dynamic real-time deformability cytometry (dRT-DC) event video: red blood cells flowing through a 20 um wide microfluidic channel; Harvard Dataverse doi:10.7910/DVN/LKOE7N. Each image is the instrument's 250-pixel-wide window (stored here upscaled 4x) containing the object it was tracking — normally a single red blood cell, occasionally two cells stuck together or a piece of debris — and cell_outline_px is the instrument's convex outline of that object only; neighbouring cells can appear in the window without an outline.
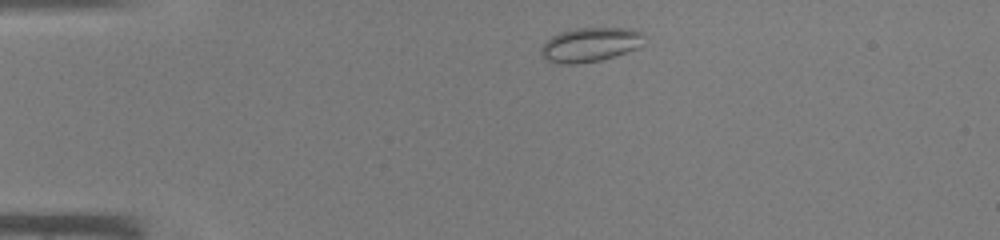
{"species": "common noctule bat (a hibernating species)", "species_latin": "Nyctalus noctula", "temperature_condition": "warm", "stored_images_in_passage": 38, "camera_frame_rate_fps": 3000, "um_per_image_px": 0.085, "animal": {"sex": "male", "body_mass_g": 19.0, "forearm_length_mm": 50.8}, "frame": {"image": 1, "passage_image": 3, "time_ms": 0.667, "image_size_px": [1000, 240], "cell_outline_px": [[644, 44], [628, 52], [600, 60], [576, 64], [560, 64], [544, 60], [540, 56], [540, 48], [552, 36], [560, 32], [576, 28], [632, 28], [644, 32]], "centroid_in_image_um": [50.17, 3.8], "position_along_channel_um": 34.8, "area_um2": 20.87}}
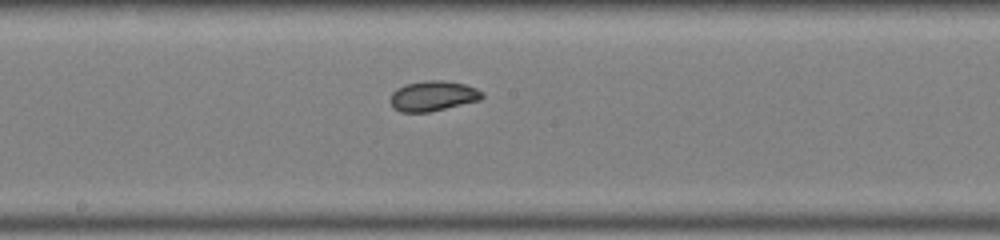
{"frame": {"image": 2, "passage_image": 18, "time_ms": 5.667, "image_size_px": [1000, 240], "cell_outline_px": [[484, 96], [480, 100], [428, 112], [400, 112], [392, 108], [388, 100], [392, 92], [396, 88], [404, 84], [424, 80], [444, 80], [464, 84], [476, 88], [484, 92]], "centroid_in_image_um": [36.75, 8.15], "position_along_channel_um": 211.4, "area_um2": 16.42}}
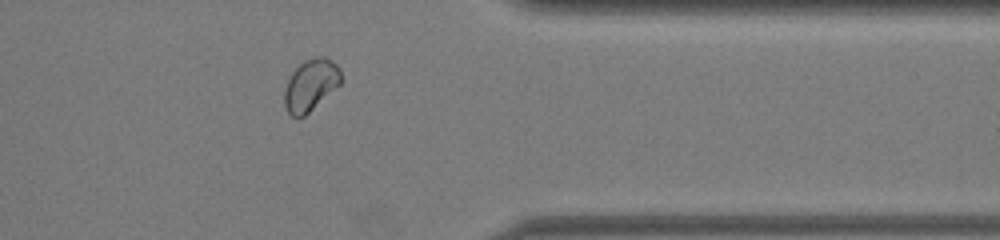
{"frame": {"image": 3, "passage_image": 30, "time_ms": 9.667, "image_size_px": [1000, 240], "cell_outline_px": [[344, 80], [340, 84], [304, 116], [292, 116], [288, 112], [284, 104], [284, 88], [292, 72], [304, 60], [316, 56], [324, 56], [332, 60], [340, 68]], "centroid_in_image_um": [26.43, 7.19], "position_along_channel_um": 385.0, "area_um2": 17.05}}